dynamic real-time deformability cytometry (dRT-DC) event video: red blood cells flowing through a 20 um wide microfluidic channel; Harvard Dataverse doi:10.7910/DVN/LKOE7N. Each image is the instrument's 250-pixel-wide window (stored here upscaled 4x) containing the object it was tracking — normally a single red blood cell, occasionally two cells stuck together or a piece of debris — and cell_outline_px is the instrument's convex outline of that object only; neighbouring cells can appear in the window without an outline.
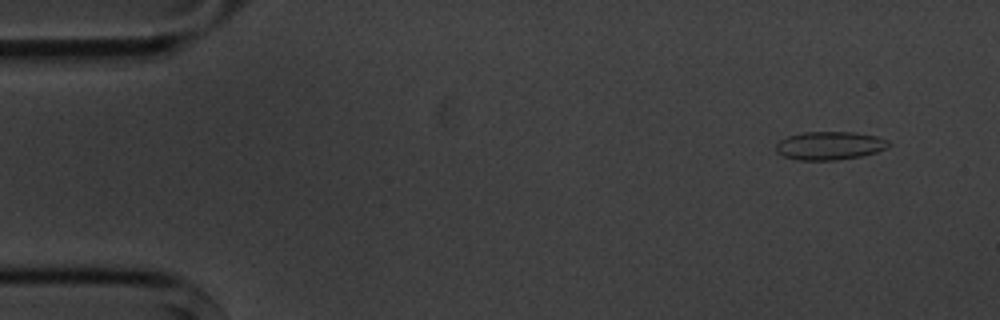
{"species": "common noctule bat (a hibernating species)", "species_latin": "Nyctalus noctula", "temperature_condition": "cold", "stored_images_in_passage": 5, "camera_frame_rate_fps": 3000, "um_per_image_px": 0.085, "animal": {"sex": "male", "body_mass_g": 20.1, "forearm_length_mm": 53.5}, "frame": {"image": 1, "passage_image": 1, "time_ms": 0.0, "image_size_px": [1000, 320], "cell_outline_px": [[892, 144], [888, 148], [876, 152], [860, 156], [836, 160], [796, 160], [784, 156], [776, 152], [776, 144], [780, 140], [788, 136], [804, 132], [856, 132], [876, 136], [888, 140]], "centroid_in_image_um": [70.54, 12.38], "position_along_channel_um": 14.5, "area_um2": 18.67}}